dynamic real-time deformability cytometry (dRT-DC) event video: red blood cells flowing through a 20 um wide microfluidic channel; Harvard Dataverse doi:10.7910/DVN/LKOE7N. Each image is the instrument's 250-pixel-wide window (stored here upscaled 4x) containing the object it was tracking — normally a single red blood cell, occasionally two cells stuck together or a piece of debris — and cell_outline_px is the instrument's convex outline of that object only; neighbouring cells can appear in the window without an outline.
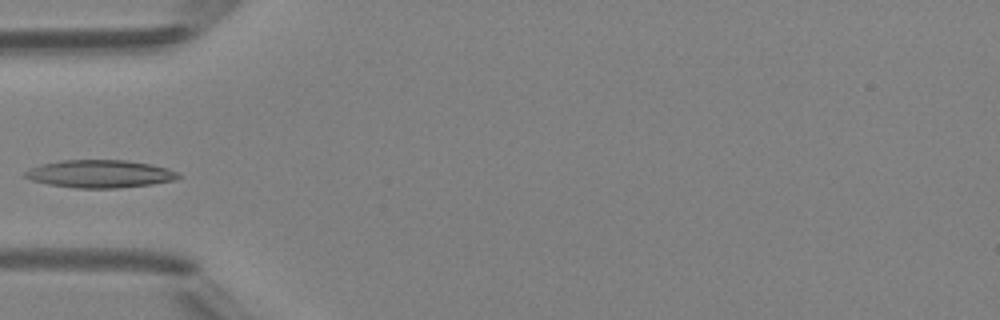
{"species": "Egyptian fruit bat (a non-hibernating species)", "species_latin": "Rousettus aegyptiacus", "temperature_condition": "room temperature", "stored_images_in_passage": 4, "camera_frame_rate_fps": 3000, "um_per_image_px": 0.085, "animal": {"sex": "female"}, "frame": {"image": 1, "passage_image": 3, "time_ms": 2.333, "image_size_px": [1000, 320], "cell_outline_px": [[184, 176], [176, 180], [152, 184], [116, 188], [76, 188], [48, 184], [32, 180], [24, 176], [24, 172], [28, 168], [40, 164], [60, 160], [128, 160], [152, 164], [168, 168]], "centroid_in_image_um": [8.51, 14.77], "position_along_channel_um": 76.5, "area_um2": 25.03}}
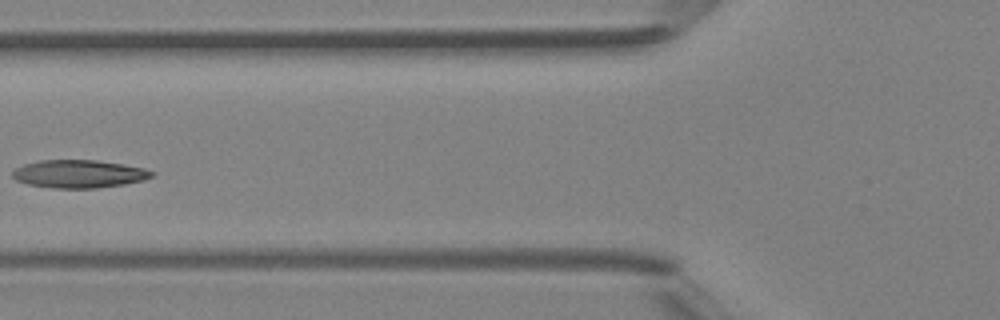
{"frame": {"image": 2, "passage_image": 4, "time_ms": 3.333, "image_size_px": [1000, 320], "cell_outline_px": [[156, 172], [152, 176], [144, 180], [124, 184], [96, 188], [52, 188], [28, 184], [16, 180], [12, 176], [12, 172], [16, 168], [24, 164], [40, 160], [96, 160], [124, 164], [144, 168]], "centroid_in_image_um": [6.72, 14.78], "position_along_channel_um": 119.1, "area_um2": 22.72}}